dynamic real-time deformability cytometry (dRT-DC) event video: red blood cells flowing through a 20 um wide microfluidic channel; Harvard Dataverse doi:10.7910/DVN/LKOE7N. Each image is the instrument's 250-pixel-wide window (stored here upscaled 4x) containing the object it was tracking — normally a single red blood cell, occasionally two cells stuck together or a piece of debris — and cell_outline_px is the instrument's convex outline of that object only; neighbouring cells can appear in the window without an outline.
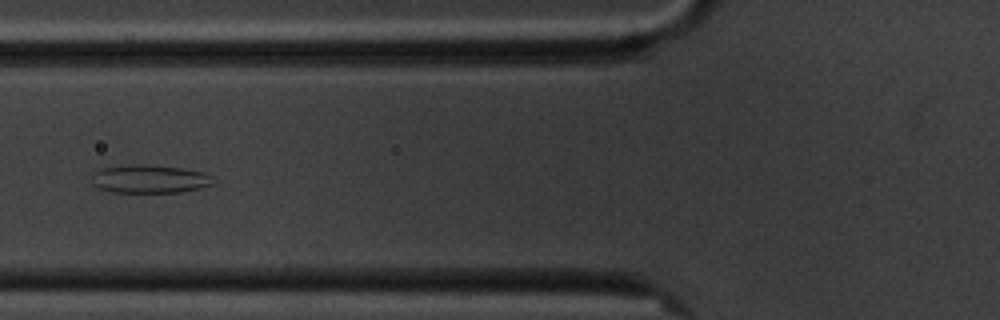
{"species": "common noctule bat (a hibernating species)", "species_latin": "Nyctalus noctula", "temperature_condition": "cold", "stored_images_in_passage": 10, "camera_frame_rate_fps": 3000, "um_per_image_px": 0.085, "animal": {"sex": "male", "body_mass_g": 20.1, "forearm_length_mm": 53.5}, "frame": {"image": 1, "passage_image": 6, "time_ms": 5.667, "image_size_px": [1000, 320], "cell_outline_px": [[216, 184], [200, 188], [180, 192], [112, 192], [100, 188], [92, 184], [92, 172], [100, 168], [128, 164], [148, 164], [180, 168], [200, 172], [212, 176], [216, 180]], "centroid_in_image_um": [12.71, 15.2], "position_along_channel_um": 113.1, "area_um2": 20.23}}
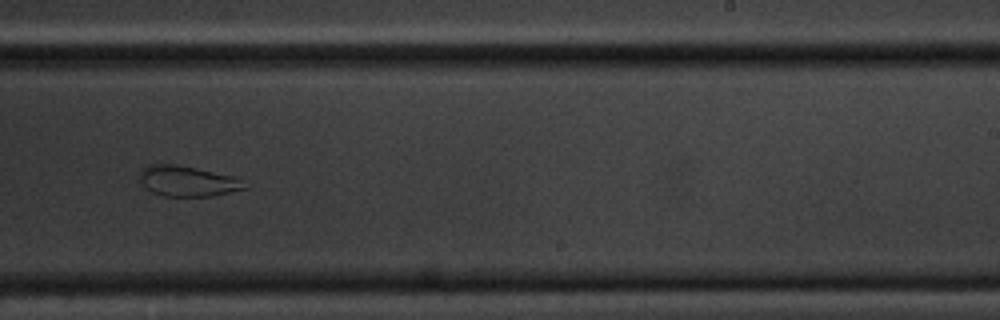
{"frame": {"image": 2, "passage_image": 10, "time_ms": 10.333, "image_size_px": [1000, 320], "cell_outline_px": [[248, 188], [212, 196], [164, 196], [152, 192], [140, 180], [140, 172], [148, 164], [176, 164], [196, 168], [232, 176], [240, 180]], "centroid_in_image_um": [15.93, 15.39], "position_along_channel_um": 273.1, "area_um2": 18.32}}